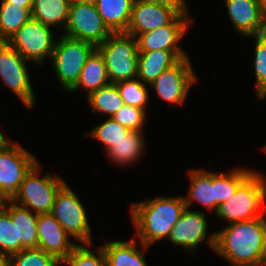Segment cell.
<instances>
[{"mask_svg":"<svg viewBox=\"0 0 266 266\" xmlns=\"http://www.w3.org/2000/svg\"><path fill=\"white\" fill-rule=\"evenodd\" d=\"M214 251L233 266H264L266 259V213L230 223L215 232Z\"/></svg>","mask_w":266,"mask_h":266,"instance_id":"cell-1","label":"cell"},{"mask_svg":"<svg viewBox=\"0 0 266 266\" xmlns=\"http://www.w3.org/2000/svg\"><path fill=\"white\" fill-rule=\"evenodd\" d=\"M186 208L184 198L161 197L133 203L130 214L144 251L156 241L167 238Z\"/></svg>","mask_w":266,"mask_h":266,"instance_id":"cell-2","label":"cell"},{"mask_svg":"<svg viewBox=\"0 0 266 266\" xmlns=\"http://www.w3.org/2000/svg\"><path fill=\"white\" fill-rule=\"evenodd\" d=\"M254 171L236 190L232 197L221 203L215 212L219 218L234 223L248 221L265 214L266 181ZM264 205V206H262ZM264 213H259V209Z\"/></svg>","mask_w":266,"mask_h":266,"instance_id":"cell-3","label":"cell"},{"mask_svg":"<svg viewBox=\"0 0 266 266\" xmlns=\"http://www.w3.org/2000/svg\"><path fill=\"white\" fill-rule=\"evenodd\" d=\"M97 50L105 60L110 83L137 78L139 51L136 37L126 32L112 33Z\"/></svg>","mask_w":266,"mask_h":266,"instance_id":"cell-4","label":"cell"},{"mask_svg":"<svg viewBox=\"0 0 266 266\" xmlns=\"http://www.w3.org/2000/svg\"><path fill=\"white\" fill-rule=\"evenodd\" d=\"M39 166L37 163L29 171L19 186L18 191L10 199L22 207L30 208L37 215L52 212L56 195L66 184L59 175H54L53 177L52 174L47 173L44 177L39 178Z\"/></svg>","mask_w":266,"mask_h":266,"instance_id":"cell-5","label":"cell"},{"mask_svg":"<svg viewBox=\"0 0 266 266\" xmlns=\"http://www.w3.org/2000/svg\"><path fill=\"white\" fill-rule=\"evenodd\" d=\"M97 48L85 41L60 36L52 53V65L62 89L69 91L78 81L81 71Z\"/></svg>","mask_w":266,"mask_h":266,"instance_id":"cell-6","label":"cell"},{"mask_svg":"<svg viewBox=\"0 0 266 266\" xmlns=\"http://www.w3.org/2000/svg\"><path fill=\"white\" fill-rule=\"evenodd\" d=\"M51 27L31 18L6 42L28 62L43 64L52 57L56 41Z\"/></svg>","mask_w":266,"mask_h":266,"instance_id":"cell-7","label":"cell"},{"mask_svg":"<svg viewBox=\"0 0 266 266\" xmlns=\"http://www.w3.org/2000/svg\"><path fill=\"white\" fill-rule=\"evenodd\" d=\"M37 163V158L17 143L6 140L0 144V192L11 199Z\"/></svg>","mask_w":266,"mask_h":266,"instance_id":"cell-8","label":"cell"},{"mask_svg":"<svg viewBox=\"0 0 266 266\" xmlns=\"http://www.w3.org/2000/svg\"><path fill=\"white\" fill-rule=\"evenodd\" d=\"M51 214L81 244L91 245V228L78 196L65 184L57 193Z\"/></svg>","mask_w":266,"mask_h":266,"instance_id":"cell-9","label":"cell"},{"mask_svg":"<svg viewBox=\"0 0 266 266\" xmlns=\"http://www.w3.org/2000/svg\"><path fill=\"white\" fill-rule=\"evenodd\" d=\"M65 36L94 45H101L112 32L103 22L95 5L71 2Z\"/></svg>","mask_w":266,"mask_h":266,"instance_id":"cell-10","label":"cell"},{"mask_svg":"<svg viewBox=\"0 0 266 266\" xmlns=\"http://www.w3.org/2000/svg\"><path fill=\"white\" fill-rule=\"evenodd\" d=\"M26 62L27 60L7 42H0V77L25 107L33 108L35 95Z\"/></svg>","mask_w":266,"mask_h":266,"instance_id":"cell-11","label":"cell"},{"mask_svg":"<svg viewBox=\"0 0 266 266\" xmlns=\"http://www.w3.org/2000/svg\"><path fill=\"white\" fill-rule=\"evenodd\" d=\"M190 58L180 59L172 67L164 70L151 84L161 99L169 104L183 105L188 91L197 82Z\"/></svg>","mask_w":266,"mask_h":266,"instance_id":"cell-12","label":"cell"},{"mask_svg":"<svg viewBox=\"0 0 266 266\" xmlns=\"http://www.w3.org/2000/svg\"><path fill=\"white\" fill-rule=\"evenodd\" d=\"M189 15H178L169 25H165L136 36L139 52L156 50L172 51L179 59L188 57L187 53L178 45L185 35L188 25L193 19ZM190 22V23H189Z\"/></svg>","mask_w":266,"mask_h":266,"instance_id":"cell-13","label":"cell"},{"mask_svg":"<svg viewBox=\"0 0 266 266\" xmlns=\"http://www.w3.org/2000/svg\"><path fill=\"white\" fill-rule=\"evenodd\" d=\"M208 222L204 212H198L185 208L179 220L176 222L168 236V241L175 246H182L184 249L195 252L197 246L208 240V245L214 250L215 233L207 237Z\"/></svg>","mask_w":266,"mask_h":266,"instance_id":"cell-14","label":"cell"},{"mask_svg":"<svg viewBox=\"0 0 266 266\" xmlns=\"http://www.w3.org/2000/svg\"><path fill=\"white\" fill-rule=\"evenodd\" d=\"M37 248L54 255L59 261L65 259L78 245L51 214H40L37 218Z\"/></svg>","mask_w":266,"mask_h":266,"instance_id":"cell-15","label":"cell"},{"mask_svg":"<svg viewBox=\"0 0 266 266\" xmlns=\"http://www.w3.org/2000/svg\"><path fill=\"white\" fill-rule=\"evenodd\" d=\"M177 16L178 14L171 8L134 0L126 33L136 37L140 33L169 25Z\"/></svg>","mask_w":266,"mask_h":266,"instance_id":"cell-16","label":"cell"},{"mask_svg":"<svg viewBox=\"0 0 266 266\" xmlns=\"http://www.w3.org/2000/svg\"><path fill=\"white\" fill-rule=\"evenodd\" d=\"M228 16L236 31L246 37L266 32V17L258 0H225Z\"/></svg>","mask_w":266,"mask_h":266,"instance_id":"cell-17","label":"cell"},{"mask_svg":"<svg viewBox=\"0 0 266 266\" xmlns=\"http://www.w3.org/2000/svg\"><path fill=\"white\" fill-rule=\"evenodd\" d=\"M190 188L188 196L183 197L186 207L189 208L193 202L200 203L207 210L216 212L215 199V172L206 169H193L189 171Z\"/></svg>","mask_w":266,"mask_h":266,"instance_id":"cell-18","label":"cell"},{"mask_svg":"<svg viewBox=\"0 0 266 266\" xmlns=\"http://www.w3.org/2000/svg\"><path fill=\"white\" fill-rule=\"evenodd\" d=\"M179 60L172 51L138 52L137 78L149 86L164 70Z\"/></svg>","mask_w":266,"mask_h":266,"instance_id":"cell-19","label":"cell"},{"mask_svg":"<svg viewBox=\"0 0 266 266\" xmlns=\"http://www.w3.org/2000/svg\"><path fill=\"white\" fill-rule=\"evenodd\" d=\"M17 223L18 240H21V250L37 248V218L28 208L22 207L8 199L4 208Z\"/></svg>","mask_w":266,"mask_h":266,"instance_id":"cell-20","label":"cell"},{"mask_svg":"<svg viewBox=\"0 0 266 266\" xmlns=\"http://www.w3.org/2000/svg\"><path fill=\"white\" fill-rule=\"evenodd\" d=\"M134 0H97L95 7L112 33L126 32Z\"/></svg>","mask_w":266,"mask_h":266,"instance_id":"cell-21","label":"cell"},{"mask_svg":"<svg viewBox=\"0 0 266 266\" xmlns=\"http://www.w3.org/2000/svg\"><path fill=\"white\" fill-rule=\"evenodd\" d=\"M136 239L109 241L102 246L108 266H147L143 250L136 247Z\"/></svg>","mask_w":266,"mask_h":266,"instance_id":"cell-22","label":"cell"},{"mask_svg":"<svg viewBox=\"0 0 266 266\" xmlns=\"http://www.w3.org/2000/svg\"><path fill=\"white\" fill-rule=\"evenodd\" d=\"M110 84L105 60L100 52L96 49L87 59L77 83L69 92L77 91L79 88L86 89L90 93L97 91L99 88Z\"/></svg>","mask_w":266,"mask_h":266,"instance_id":"cell-23","label":"cell"},{"mask_svg":"<svg viewBox=\"0 0 266 266\" xmlns=\"http://www.w3.org/2000/svg\"><path fill=\"white\" fill-rule=\"evenodd\" d=\"M142 131L130 130L107 151L106 155L115 164L130 165L140 159L145 148L144 134Z\"/></svg>","mask_w":266,"mask_h":266,"instance_id":"cell-24","label":"cell"},{"mask_svg":"<svg viewBox=\"0 0 266 266\" xmlns=\"http://www.w3.org/2000/svg\"><path fill=\"white\" fill-rule=\"evenodd\" d=\"M70 4L71 0H34L31 10L32 18L46 26H59L64 30Z\"/></svg>","mask_w":266,"mask_h":266,"instance_id":"cell-25","label":"cell"},{"mask_svg":"<svg viewBox=\"0 0 266 266\" xmlns=\"http://www.w3.org/2000/svg\"><path fill=\"white\" fill-rule=\"evenodd\" d=\"M32 7L10 5L1 1L0 5V42H6L27 21L32 18Z\"/></svg>","mask_w":266,"mask_h":266,"instance_id":"cell-26","label":"cell"},{"mask_svg":"<svg viewBox=\"0 0 266 266\" xmlns=\"http://www.w3.org/2000/svg\"><path fill=\"white\" fill-rule=\"evenodd\" d=\"M93 112L109 115L111 118L124 105L123 98L115 83H110L87 95Z\"/></svg>","mask_w":266,"mask_h":266,"instance_id":"cell-27","label":"cell"},{"mask_svg":"<svg viewBox=\"0 0 266 266\" xmlns=\"http://www.w3.org/2000/svg\"><path fill=\"white\" fill-rule=\"evenodd\" d=\"M254 172L252 169L237 168L230 173L215 172V199L216 211L218 206L227 201L236 192L238 187Z\"/></svg>","mask_w":266,"mask_h":266,"instance_id":"cell-28","label":"cell"},{"mask_svg":"<svg viewBox=\"0 0 266 266\" xmlns=\"http://www.w3.org/2000/svg\"><path fill=\"white\" fill-rule=\"evenodd\" d=\"M20 251L21 240H18L17 223L3 209L0 211V258H9Z\"/></svg>","mask_w":266,"mask_h":266,"instance_id":"cell-29","label":"cell"},{"mask_svg":"<svg viewBox=\"0 0 266 266\" xmlns=\"http://www.w3.org/2000/svg\"><path fill=\"white\" fill-rule=\"evenodd\" d=\"M123 98L124 104L146 110L149 94L147 84H144L138 78L119 81L115 83Z\"/></svg>","mask_w":266,"mask_h":266,"instance_id":"cell-30","label":"cell"},{"mask_svg":"<svg viewBox=\"0 0 266 266\" xmlns=\"http://www.w3.org/2000/svg\"><path fill=\"white\" fill-rule=\"evenodd\" d=\"M8 259L12 266H62L54 255L39 248L23 249Z\"/></svg>","mask_w":266,"mask_h":266,"instance_id":"cell-31","label":"cell"},{"mask_svg":"<svg viewBox=\"0 0 266 266\" xmlns=\"http://www.w3.org/2000/svg\"><path fill=\"white\" fill-rule=\"evenodd\" d=\"M254 71L256 78V95L266 99V33L255 35Z\"/></svg>","mask_w":266,"mask_h":266,"instance_id":"cell-32","label":"cell"},{"mask_svg":"<svg viewBox=\"0 0 266 266\" xmlns=\"http://www.w3.org/2000/svg\"><path fill=\"white\" fill-rule=\"evenodd\" d=\"M85 246H90V244L77 245L73 251L61 261V264L68 266H108L102 246L97 247V255L94 251H91Z\"/></svg>","mask_w":266,"mask_h":266,"instance_id":"cell-33","label":"cell"},{"mask_svg":"<svg viewBox=\"0 0 266 266\" xmlns=\"http://www.w3.org/2000/svg\"><path fill=\"white\" fill-rule=\"evenodd\" d=\"M130 130L112 118H107L100 125L93 128L87 135L104 144L107 152L114 143L118 142Z\"/></svg>","mask_w":266,"mask_h":266,"instance_id":"cell-34","label":"cell"},{"mask_svg":"<svg viewBox=\"0 0 266 266\" xmlns=\"http://www.w3.org/2000/svg\"><path fill=\"white\" fill-rule=\"evenodd\" d=\"M146 110L124 104L111 118L133 131H142L146 120Z\"/></svg>","mask_w":266,"mask_h":266,"instance_id":"cell-35","label":"cell"},{"mask_svg":"<svg viewBox=\"0 0 266 266\" xmlns=\"http://www.w3.org/2000/svg\"><path fill=\"white\" fill-rule=\"evenodd\" d=\"M173 9L178 15H188L186 0H143Z\"/></svg>","mask_w":266,"mask_h":266,"instance_id":"cell-36","label":"cell"},{"mask_svg":"<svg viewBox=\"0 0 266 266\" xmlns=\"http://www.w3.org/2000/svg\"><path fill=\"white\" fill-rule=\"evenodd\" d=\"M10 3V5H20L22 7H33L34 0H2Z\"/></svg>","mask_w":266,"mask_h":266,"instance_id":"cell-37","label":"cell"},{"mask_svg":"<svg viewBox=\"0 0 266 266\" xmlns=\"http://www.w3.org/2000/svg\"><path fill=\"white\" fill-rule=\"evenodd\" d=\"M7 201H8V198L0 192V211L5 208Z\"/></svg>","mask_w":266,"mask_h":266,"instance_id":"cell-38","label":"cell"},{"mask_svg":"<svg viewBox=\"0 0 266 266\" xmlns=\"http://www.w3.org/2000/svg\"><path fill=\"white\" fill-rule=\"evenodd\" d=\"M97 0H71V2H78L83 4H92L95 5Z\"/></svg>","mask_w":266,"mask_h":266,"instance_id":"cell-39","label":"cell"},{"mask_svg":"<svg viewBox=\"0 0 266 266\" xmlns=\"http://www.w3.org/2000/svg\"><path fill=\"white\" fill-rule=\"evenodd\" d=\"M0 266H12L8 258H0Z\"/></svg>","mask_w":266,"mask_h":266,"instance_id":"cell-40","label":"cell"},{"mask_svg":"<svg viewBox=\"0 0 266 266\" xmlns=\"http://www.w3.org/2000/svg\"><path fill=\"white\" fill-rule=\"evenodd\" d=\"M258 1H259L261 10H262L264 16L266 17V0H258Z\"/></svg>","mask_w":266,"mask_h":266,"instance_id":"cell-41","label":"cell"},{"mask_svg":"<svg viewBox=\"0 0 266 266\" xmlns=\"http://www.w3.org/2000/svg\"><path fill=\"white\" fill-rule=\"evenodd\" d=\"M7 139L4 137L3 133L0 131V144L5 142Z\"/></svg>","mask_w":266,"mask_h":266,"instance_id":"cell-42","label":"cell"}]
</instances>
